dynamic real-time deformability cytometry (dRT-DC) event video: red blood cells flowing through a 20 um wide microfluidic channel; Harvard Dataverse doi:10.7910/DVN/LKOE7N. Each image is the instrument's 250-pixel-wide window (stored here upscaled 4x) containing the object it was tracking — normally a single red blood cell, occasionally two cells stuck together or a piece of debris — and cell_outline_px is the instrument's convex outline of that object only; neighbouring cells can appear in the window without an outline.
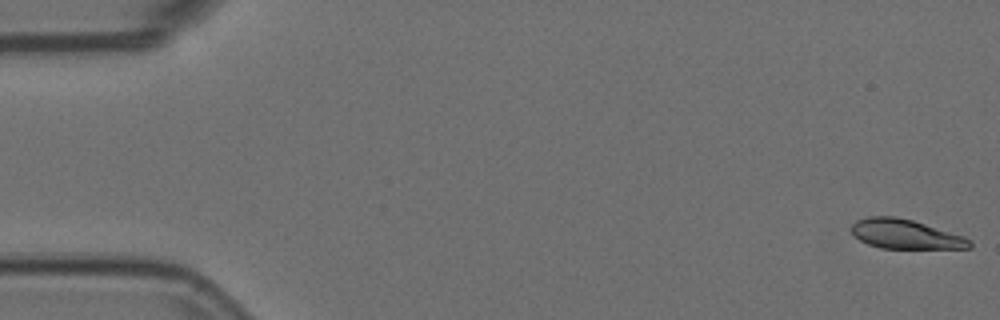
{"species": "Egyptian fruit bat (a non-hibernating species)", "species_latin": "Rousettus aegyptiacus", "temperature_condition": "room temperature", "stored_images_in_passage": 56, "camera_frame_rate_fps": 3000, "um_per_image_px": 0.085, "animal": {"sex": "female"}, "frame": {"image": 1, "passage_image": 1, "time_ms": 0.0, "image_size_px": [1000, 320], "cell_outline_px": [[972, 248], [880, 248], [868, 244], [860, 240], [852, 232], [852, 224], [856, 220], [868, 216], [896, 216], [912, 220], [964, 236], [972, 240]], "centroid_in_image_um": [76.97, 19.9], "position_along_channel_um": 8.0, "area_um2": 20.17}}
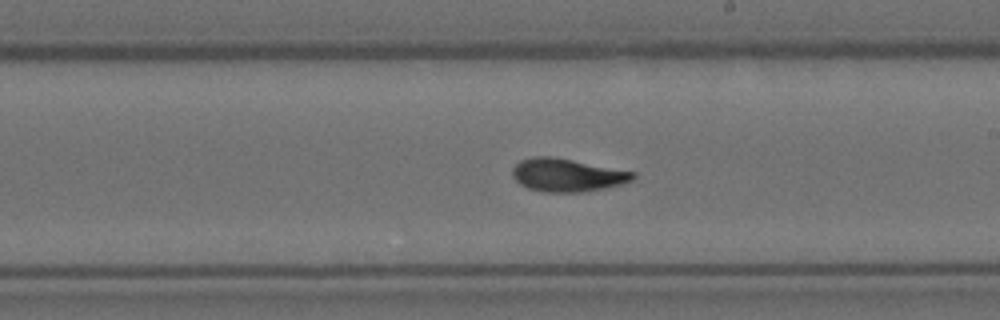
{"frame": {"image": 2, "passage_image": 32, "time_ms": 10.333, "image_size_px": [1000, 320], "cell_outline_px": [[636, 176], [632, 180], [620, 184], [604, 188], [580, 192], [544, 192], [528, 188], [520, 184], [512, 176], [512, 168], [520, 160], [532, 156], [552, 156], [636, 172]], "centroid_in_image_um": [48.18, 14.87], "position_along_channel_um": 240.8, "area_um2": 23.18}}
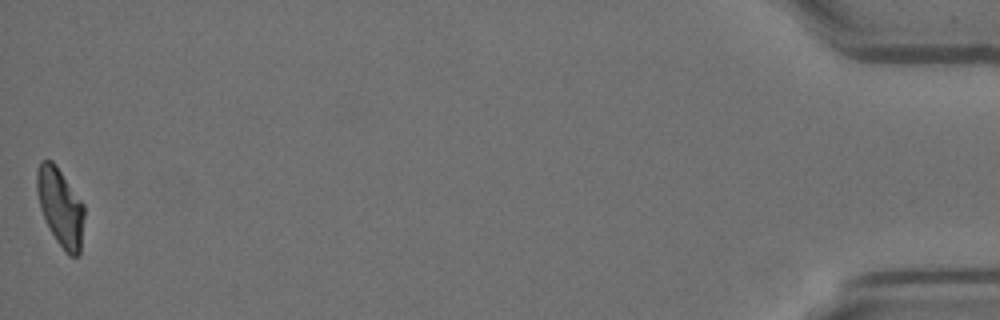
{"frame": {"image": 3, "passage_image": 56, "time_ms": 18.333, "image_size_px": [1000, 320], "cell_outline_px": [[84, 216], [80, 252], [76, 256], [68, 256], [64, 252], [56, 240], [40, 208], [36, 192], [36, 168], [40, 160], [52, 160], [84, 204]], "centroid_in_image_um": [5.12, 17.59], "position_along_channel_um": 430.1, "area_um2": 21.44}, "authors_computed_cell_mechanics": {"area_um2": 22.3397, "velocity_mm_per_s": 3.6022, "shape_relaxation_time_tau1_ms": 5.1279, "shape_relaxation_time_tau2_ms": 1.989, "deformation_change_tau1": 0.1788, "deformation_change_tau2": 0.0815}}